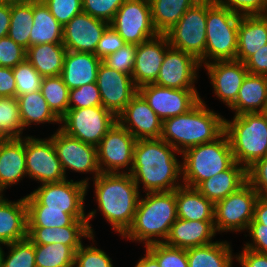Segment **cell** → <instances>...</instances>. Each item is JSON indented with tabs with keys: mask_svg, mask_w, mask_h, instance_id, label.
Returning <instances> with one entry per match:
<instances>
[{
	"mask_svg": "<svg viewBox=\"0 0 267 267\" xmlns=\"http://www.w3.org/2000/svg\"><path fill=\"white\" fill-rule=\"evenodd\" d=\"M66 52L62 43L33 45L26 50V59L43 78L60 76Z\"/></svg>",
	"mask_w": 267,
	"mask_h": 267,
	"instance_id": "32",
	"label": "cell"
},
{
	"mask_svg": "<svg viewBox=\"0 0 267 267\" xmlns=\"http://www.w3.org/2000/svg\"><path fill=\"white\" fill-rule=\"evenodd\" d=\"M182 156L162 138L138 139L134 146L132 179L143 192L174 191L183 185ZM182 182V183H181Z\"/></svg>",
	"mask_w": 267,
	"mask_h": 267,
	"instance_id": "1",
	"label": "cell"
},
{
	"mask_svg": "<svg viewBox=\"0 0 267 267\" xmlns=\"http://www.w3.org/2000/svg\"><path fill=\"white\" fill-rule=\"evenodd\" d=\"M169 47V40L165 34H158L156 37L136 45L132 79L137 88L155 83Z\"/></svg>",
	"mask_w": 267,
	"mask_h": 267,
	"instance_id": "21",
	"label": "cell"
},
{
	"mask_svg": "<svg viewBox=\"0 0 267 267\" xmlns=\"http://www.w3.org/2000/svg\"><path fill=\"white\" fill-rule=\"evenodd\" d=\"M109 25L127 44L139 45L158 35L149 0H125Z\"/></svg>",
	"mask_w": 267,
	"mask_h": 267,
	"instance_id": "13",
	"label": "cell"
},
{
	"mask_svg": "<svg viewBox=\"0 0 267 267\" xmlns=\"http://www.w3.org/2000/svg\"><path fill=\"white\" fill-rule=\"evenodd\" d=\"M247 182L259 197H267V156L247 168Z\"/></svg>",
	"mask_w": 267,
	"mask_h": 267,
	"instance_id": "52",
	"label": "cell"
},
{
	"mask_svg": "<svg viewBox=\"0 0 267 267\" xmlns=\"http://www.w3.org/2000/svg\"><path fill=\"white\" fill-rule=\"evenodd\" d=\"M75 251L62 243L35 244L36 267L74 266Z\"/></svg>",
	"mask_w": 267,
	"mask_h": 267,
	"instance_id": "39",
	"label": "cell"
},
{
	"mask_svg": "<svg viewBox=\"0 0 267 267\" xmlns=\"http://www.w3.org/2000/svg\"><path fill=\"white\" fill-rule=\"evenodd\" d=\"M240 15L207 0L205 64L236 60Z\"/></svg>",
	"mask_w": 267,
	"mask_h": 267,
	"instance_id": "7",
	"label": "cell"
},
{
	"mask_svg": "<svg viewBox=\"0 0 267 267\" xmlns=\"http://www.w3.org/2000/svg\"><path fill=\"white\" fill-rule=\"evenodd\" d=\"M0 194V244L7 245L27 238V206L25 196L17 201Z\"/></svg>",
	"mask_w": 267,
	"mask_h": 267,
	"instance_id": "25",
	"label": "cell"
},
{
	"mask_svg": "<svg viewBox=\"0 0 267 267\" xmlns=\"http://www.w3.org/2000/svg\"><path fill=\"white\" fill-rule=\"evenodd\" d=\"M251 242H246L243 247L259 253H267V227L258 222H250L247 229Z\"/></svg>",
	"mask_w": 267,
	"mask_h": 267,
	"instance_id": "54",
	"label": "cell"
},
{
	"mask_svg": "<svg viewBox=\"0 0 267 267\" xmlns=\"http://www.w3.org/2000/svg\"><path fill=\"white\" fill-rule=\"evenodd\" d=\"M117 118L103 106L68 109L60 119V129L67 135L97 147Z\"/></svg>",
	"mask_w": 267,
	"mask_h": 267,
	"instance_id": "11",
	"label": "cell"
},
{
	"mask_svg": "<svg viewBox=\"0 0 267 267\" xmlns=\"http://www.w3.org/2000/svg\"><path fill=\"white\" fill-rule=\"evenodd\" d=\"M12 70L16 83V97L41 90L43 77L27 59Z\"/></svg>",
	"mask_w": 267,
	"mask_h": 267,
	"instance_id": "43",
	"label": "cell"
},
{
	"mask_svg": "<svg viewBox=\"0 0 267 267\" xmlns=\"http://www.w3.org/2000/svg\"><path fill=\"white\" fill-rule=\"evenodd\" d=\"M199 0H149L151 18L158 34H165Z\"/></svg>",
	"mask_w": 267,
	"mask_h": 267,
	"instance_id": "36",
	"label": "cell"
},
{
	"mask_svg": "<svg viewBox=\"0 0 267 267\" xmlns=\"http://www.w3.org/2000/svg\"><path fill=\"white\" fill-rule=\"evenodd\" d=\"M19 105L20 116L24 131L32 124L40 125L45 123L58 124L60 119L49 108L41 91L30 94H22L16 97Z\"/></svg>",
	"mask_w": 267,
	"mask_h": 267,
	"instance_id": "35",
	"label": "cell"
},
{
	"mask_svg": "<svg viewBox=\"0 0 267 267\" xmlns=\"http://www.w3.org/2000/svg\"><path fill=\"white\" fill-rule=\"evenodd\" d=\"M5 247L8 253L3 252L1 267H36L35 244L28 237Z\"/></svg>",
	"mask_w": 267,
	"mask_h": 267,
	"instance_id": "42",
	"label": "cell"
},
{
	"mask_svg": "<svg viewBox=\"0 0 267 267\" xmlns=\"http://www.w3.org/2000/svg\"><path fill=\"white\" fill-rule=\"evenodd\" d=\"M95 236L91 235L88 240L93 241L85 246L83 243L75 252V267H115L112 258L103 250L96 247ZM96 244V245H94ZM94 245V246H93Z\"/></svg>",
	"mask_w": 267,
	"mask_h": 267,
	"instance_id": "44",
	"label": "cell"
},
{
	"mask_svg": "<svg viewBox=\"0 0 267 267\" xmlns=\"http://www.w3.org/2000/svg\"><path fill=\"white\" fill-rule=\"evenodd\" d=\"M239 252L235 260L241 267H267V253H259L244 247Z\"/></svg>",
	"mask_w": 267,
	"mask_h": 267,
	"instance_id": "56",
	"label": "cell"
},
{
	"mask_svg": "<svg viewBox=\"0 0 267 267\" xmlns=\"http://www.w3.org/2000/svg\"><path fill=\"white\" fill-rule=\"evenodd\" d=\"M23 131L17 99L0 98V135L2 138H21Z\"/></svg>",
	"mask_w": 267,
	"mask_h": 267,
	"instance_id": "41",
	"label": "cell"
},
{
	"mask_svg": "<svg viewBox=\"0 0 267 267\" xmlns=\"http://www.w3.org/2000/svg\"><path fill=\"white\" fill-rule=\"evenodd\" d=\"M29 38L30 46L63 41V26L42 0H33V26Z\"/></svg>",
	"mask_w": 267,
	"mask_h": 267,
	"instance_id": "34",
	"label": "cell"
},
{
	"mask_svg": "<svg viewBox=\"0 0 267 267\" xmlns=\"http://www.w3.org/2000/svg\"><path fill=\"white\" fill-rule=\"evenodd\" d=\"M251 222H258L263 224V227H267V197H259L257 199Z\"/></svg>",
	"mask_w": 267,
	"mask_h": 267,
	"instance_id": "59",
	"label": "cell"
},
{
	"mask_svg": "<svg viewBox=\"0 0 267 267\" xmlns=\"http://www.w3.org/2000/svg\"><path fill=\"white\" fill-rule=\"evenodd\" d=\"M55 131L49 137L53 141L66 178V173L70 170L75 173H90L93 175L91 181L94 180L101 173L97 163V147L67 135L59 127Z\"/></svg>",
	"mask_w": 267,
	"mask_h": 267,
	"instance_id": "15",
	"label": "cell"
},
{
	"mask_svg": "<svg viewBox=\"0 0 267 267\" xmlns=\"http://www.w3.org/2000/svg\"><path fill=\"white\" fill-rule=\"evenodd\" d=\"M247 182V169L235 162L229 169L202 181L196 189L214 204Z\"/></svg>",
	"mask_w": 267,
	"mask_h": 267,
	"instance_id": "28",
	"label": "cell"
},
{
	"mask_svg": "<svg viewBox=\"0 0 267 267\" xmlns=\"http://www.w3.org/2000/svg\"><path fill=\"white\" fill-rule=\"evenodd\" d=\"M124 44V39L109 25L97 44L95 55L102 60L122 48Z\"/></svg>",
	"mask_w": 267,
	"mask_h": 267,
	"instance_id": "53",
	"label": "cell"
},
{
	"mask_svg": "<svg viewBox=\"0 0 267 267\" xmlns=\"http://www.w3.org/2000/svg\"><path fill=\"white\" fill-rule=\"evenodd\" d=\"M88 225H68L63 227H27V237L38 245L62 243L75 252L84 243L82 238H89Z\"/></svg>",
	"mask_w": 267,
	"mask_h": 267,
	"instance_id": "30",
	"label": "cell"
},
{
	"mask_svg": "<svg viewBox=\"0 0 267 267\" xmlns=\"http://www.w3.org/2000/svg\"><path fill=\"white\" fill-rule=\"evenodd\" d=\"M244 64L250 74L267 75V44L259 48Z\"/></svg>",
	"mask_w": 267,
	"mask_h": 267,
	"instance_id": "55",
	"label": "cell"
},
{
	"mask_svg": "<svg viewBox=\"0 0 267 267\" xmlns=\"http://www.w3.org/2000/svg\"><path fill=\"white\" fill-rule=\"evenodd\" d=\"M109 23L81 12L63 26V41L67 51L95 54L98 42Z\"/></svg>",
	"mask_w": 267,
	"mask_h": 267,
	"instance_id": "20",
	"label": "cell"
},
{
	"mask_svg": "<svg viewBox=\"0 0 267 267\" xmlns=\"http://www.w3.org/2000/svg\"><path fill=\"white\" fill-rule=\"evenodd\" d=\"M136 138L118 121L97 146V163L101 173H130ZM125 169V170H124Z\"/></svg>",
	"mask_w": 267,
	"mask_h": 267,
	"instance_id": "12",
	"label": "cell"
},
{
	"mask_svg": "<svg viewBox=\"0 0 267 267\" xmlns=\"http://www.w3.org/2000/svg\"><path fill=\"white\" fill-rule=\"evenodd\" d=\"M88 220H77L63 210L46 209V206H27V227H63L88 225Z\"/></svg>",
	"mask_w": 267,
	"mask_h": 267,
	"instance_id": "38",
	"label": "cell"
},
{
	"mask_svg": "<svg viewBox=\"0 0 267 267\" xmlns=\"http://www.w3.org/2000/svg\"><path fill=\"white\" fill-rule=\"evenodd\" d=\"M240 16L267 15V0H212Z\"/></svg>",
	"mask_w": 267,
	"mask_h": 267,
	"instance_id": "48",
	"label": "cell"
},
{
	"mask_svg": "<svg viewBox=\"0 0 267 267\" xmlns=\"http://www.w3.org/2000/svg\"><path fill=\"white\" fill-rule=\"evenodd\" d=\"M4 2H22V1H27V0H0Z\"/></svg>",
	"mask_w": 267,
	"mask_h": 267,
	"instance_id": "62",
	"label": "cell"
},
{
	"mask_svg": "<svg viewBox=\"0 0 267 267\" xmlns=\"http://www.w3.org/2000/svg\"><path fill=\"white\" fill-rule=\"evenodd\" d=\"M102 106L116 118L124 111L130 100L138 93L132 76L100 63L97 80Z\"/></svg>",
	"mask_w": 267,
	"mask_h": 267,
	"instance_id": "17",
	"label": "cell"
},
{
	"mask_svg": "<svg viewBox=\"0 0 267 267\" xmlns=\"http://www.w3.org/2000/svg\"><path fill=\"white\" fill-rule=\"evenodd\" d=\"M145 249L157 260L159 267H188L186 249L164 243L150 244Z\"/></svg>",
	"mask_w": 267,
	"mask_h": 267,
	"instance_id": "45",
	"label": "cell"
},
{
	"mask_svg": "<svg viewBox=\"0 0 267 267\" xmlns=\"http://www.w3.org/2000/svg\"><path fill=\"white\" fill-rule=\"evenodd\" d=\"M11 2L0 1V38L6 37L10 27Z\"/></svg>",
	"mask_w": 267,
	"mask_h": 267,
	"instance_id": "58",
	"label": "cell"
},
{
	"mask_svg": "<svg viewBox=\"0 0 267 267\" xmlns=\"http://www.w3.org/2000/svg\"><path fill=\"white\" fill-rule=\"evenodd\" d=\"M25 156L27 178L40 185L67 179L50 137L25 136Z\"/></svg>",
	"mask_w": 267,
	"mask_h": 267,
	"instance_id": "14",
	"label": "cell"
},
{
	"mask_svg": "<svg viewBox=\"0 0 267 267\" xmlns=\"http://www.w3.org/2000/svg\"><path fill=\"white\" fill-rule=\"evenodd\" d=\"M225 132V117L201 101L185 114L162 121L160 138L179 153L215 141Z\"/></svg>",
	"mask_w": 267,
	"mask_h": 267,
	"instance_id": "3",
	"label": "cell"
},
{
	"mask_svg": "<svg viewBox=\"0 0 267 267\" xmlns=\"http://www.w3.org/2000/svg\"><path fill=\"white\" fill-rule=\"evenodd\" d=\"M236 60L245 62L267 44V15L240 16Z\"/></svg>",
	"mask_w": 267,
	"mask_h": 267,
	"instance_id": "29",
	"label": "cell"
},
{
	"mask_svg": "<svg viewBox=\"0 0 267 267\" xmlns=\"http://www.w3.org/2000/svg\"><path fill=\"white\" fill-rule=\"evenodd\" d=\"M33 26V0L11 2V19L7 36L26 50L30 47Z\"/></svg>",
	"mask_w": 267,
	"mask_h": 267,
	"instance_id": "37",
	"label": "cell"
},
{
	"mask_svg": "<svg viewBox=\"0 0 267 267\" xmlns=\"http://www.w3.org/2000/svg\"><path fill=\"white\" fill-rule=\"evenodd\" d=\"M27 177L25 136L0 141V194Z\"/></svg>",
	"mask_w": 267,
	"mask_h": 267,
	"instance_id": "23",
	"label": "cell"
},
{
	"mask_svg": "<svg viewBox=\"0 0 267 267\" xmlns=\"http://www.w3.org/2000/svg\"><path fill=\"white\" fill-rule=\"evenodd\" d=\"M90 177L74 181L68 178L58 183L39 185L25 196L26 206H46V209L63 210L77 220H87L86 195Z\"/></svg>",
	"mask_w": 267,
	"mask_h": 267,
	"instance_id": "8",
	"label": "cell"
},
{
	"mask_svg": "<svg viewBox=\"0 0 267 267\" xmlns=\"http://www.w3.org/2000/svg\"><path fill=\"white\" fill-rule=\"evenodd\" d=\"M259 195L246 182L237 191L215 203L214 228L216 233L247 231L253 220Z\"/></svg>",
	"mask_w": 267,
	"mask_h": 267,
	"instance_id": "10",
	"label": "cell"
},
{
	"mask_svg": "<svg viewBox=\"0 0 267 267\" xmlns=\"http://www.w3.org/2000/svg\"><path fill=\"white\" fill-rule=\"evenodd\" d=\"M176 219V189L147 192L140 195L133 223L122 238L143 243L145 247L164 243Z\"/></svg>",
	"mask_w": 267,
	"mask_h": 267,
	"instance_id": "4",
	"label": "cell"
},
{
	"mask_svg": "<svg viewBox=\"0 0 267 267\" xmlns=\"http://www.w3.org/2000/svg\"><path fill=\"white\" fill-rule=\"evenodd\" d=\"M218 100L228 108L236 101L239 90L249 73L245 64L238 60L207 63L202 66Z\"/></svg>",
	"mask_w": 267,
	"mask_h": 267,
	"instance_id": "19",
	"label": "cell"
},
{
	"mask_svg": "<svg viewBox=\"0 0 267 267\" xmlns=\"http://www.w3.org/2000/svg\"><path fill=\"white\" fill-rule=\"evenodd\" d=\"M0 98H16V83L12 68L0 66Z\"/></svg>",
	"mask_w": 267,
	"mask_h": 267,
	"instance_id": "57",
	"label": "cell"
},
{
	"mask_svg": "<svg viewBox=\"0 0 267 267\" xmlns=\"http://www.w3.org/2000/svg\"><path fill=\"white\" fill-rule=\"evenodd\" d=\"M201 68L193 55L169 47L154 84L171 89H197L195 83Z\"/></svg>",
	"mask_w": 267,
	"mask_h": 267,
	"instance_id": "18",
	"label": "cell"
},
{
	"mask_svg": "<svg viewBox=\"0 0 267 267\" xmlns=\"http://www.w3.org/2000/svg\"><path fill=\"white\" fill-rule=\"evenodd\" d=\"M25 59V48L8 36L0 38V66L14 68Z\"/></svg>",
	"mask_w": 267,
	"mask_h": 267,
	"instance_id": "51",
	"label": "cell"
},
{
	"mask_svg": "<svg viewBox=\"0 0 267 267\" xmlns=\"http://www.w3.org/2000/svg\"><path fill=\"white\" fill-rule=\"evenodd\" d=\"M125 0H82L83 12L110 23Z\"/></svg>",
	"mask_w": 267,
	"mask_h": 267,
	"instance_id": "49",
	"label": "cell"
},
{
	"mask_svg": "<svg viewBox=\"0 0 267 267\" xmlns=\"http://www.w3.org/2000/svg\"><path fill=\"white\" fill-rule=\"evenodd\" d=\"M102 106V100L97 83L82 85L69 90V109Z\"/></svg>",
	"mask_w": 267,
	"mask_h": 267,
	"instance_id": "46",
	"label": "cell"
},
{
	"mask_svg": "<svg viewBox=\"0 0 267 267\" xmlns=\"http://www.w3.org/2000/svg\"><path fill=\"white\" fill-rule=\"evenodd\" d=\"M181 155L183 185L194 188L235 163L225 132L215 141L188 148Z\"/></svg>",
	"mask_w": 267,
	"mask_h": 267,
	"instance_id": "6",
	"label": "cell"
},
{
	"mask_svg": "<svg viewBox=\"0 0 267 267\" xmlns=\"http://www.w3.org/2000/svg\"><path fill=\"white\" fill-rule=\"evenodd\" d=\"M227 134L235 162L246 169L267 156V113H244L225 118Z\"/></svg>",
	"mask_w": 267,
	"mask_h": 267,
	"instance_id": "5",
	"label": "cell"
},
{
	"mask_svg": "<svg viewBox=\"0 0 267 267\" xmlns=\"http://www.w3.org/2000/svg\"><path fill=\"white\" fill-rule=\"evenodd\" d=\"M207 0H199L190 7L165 35L170 47L193 55L205 65Z\"/></svg>",
	"mask_w": 267,
	"mask_h": 267,
	"instance_id": "9",
	"label": "cell"
},
{
	"mask_svg": "<svg viewBox=\"0 0 267 267\" xmlns=\"http://www.w3.org/2000/svg\"><path fill=\"white\" fill-rule=\"evenodd\" d=\"M94 197L97 209L87 213V224L91 235H95L92 224L100 211L111 229L123 236L131 227L141 195L130 173H100L94 180Z\"/></svg>",
	"mask_w": 267,
	"mask_h": 267,
	"instance_id": "2",
	"label": "cell"
},
{
	"mask_svg": "<svg viewBox=\"0 0 267 267\" xmlns=\"http://www.w3.org/2000/svg\"><path fill=\"white\" fill-rule=\"evenodd\" d=\"M216 231L214 221L185 220L177 218L170 227L164 242L167 246L189 249L214 242Z\"/></svg>",
	"mask_w": 267,
	"mask_h": 267,
	"instance_id": "24",
	"label": "cell"
},
{
	"mask_svg": "<svg viewBox=\"0 0 267 267\" xmlns=\"http://www.w3.org/2000/svg\"><path fill=\"white\" fill-rule=\"evenodd\" d=\"M227 240L186 249L188 267H233L236 255Z\"/></svg>",
	"mask_w": 267,
	"mask_h": 267,
	"instance_id": "33",
	"label": "cell"
},
{
	"mask_svg": "<svg viewBox=\"0 0 267 267\" xmlns=\"http://www.w3.org/2000/svg\"><path fill=\"white\" fill-rule=\"evenodd\" d=\"M117 121L137 140L161 136L162 120L139 93L130 100Z\"/></svg>",
	"mask_w": 267,
	"mask_h": 267,
	"instance_id": "22",
	"label": "cell"
},
{
	"mask_svg": "<svg viewBox=\"0 0 267 267\" xmlns=\"http://www.w3.org/2000/svg\"><path fill=\"white\" fill-rule=\"evenodd\" d=\"M177 218L214 221L215 204L196 188L181 185L176 189Z\"/></svg>",
	"mask_w": 267,
	"mask_h": 267,
	"instance_id": "31",
	"label": "cell"
},
{
	"mask_svg": "<svg viewBox=\"0 0 267 267\" xmlns=\"http://www.w3.org/2000/svg\"><path fill=\"white\" fill-rule=\"evenodd\" d=\"M3 246H5V245H3V244H0V267H1V264H2V256H3V252H4V250H3Z\"/></svg>",
	"mask_w": 267,
	"mask_h": 267,
	"instance_id": "61",
	"label": "cell"
},
{
	"mask_svg": "<svg viewBox=\"0 0 267 267\" xmlns=\"http://www.w3.org/2000/svg\"><path fill=\"white\" fill-rule=\"evenodd\" d=\"M135 55L136 45L126 43L122 48L102 59V62L112 69L132 76Z\"/></svg>",
	"mask_w": 267,
	"mask_h": 267,
	"instance_id": "47",
	"label": "cell"
},
{
	"mask_svg": "<svg viewBox=\"0 0 267 267\" xmlns=\"http://www.w3.org/2000/svg\"><path fill=\"white\" fill-rule=\"evenodd\" d=\"M135 267H159L157 260L145 249V255L139 258Z\"/></svg>",
	"mask_w": 267,
	"mask_h": 267,
	"instance_id": "60",
	"label": "cell"
},
{
	"mask_svg": "<svg viewBox=\"0 0 267 267\" xmlns=\"http://www.w3.org/2000/svg\"><path fill=\"white\" fill-rule=\"evenodd\" d=\"M234 115L267 111V75L248 73L236 101L229 107Z\"/></svg>",
	"mask_w": 267,
	"mask_h": 267,
	"instance_id": "27",
	"label": "cell"
},
{
	"mask_svg": "<svg viewBox=\"0 0 267 267\" xmlns=\"http://www.w3.org/2000/svg\"><path fill=\"white\" fill-rule=\"evenodd\" d=\"M138 93L162 121L187 113L202 99L197 89H171L156 84L141 86Z\"/></svg>",
	"mask_w": 267,
	"mask_h": 267,
	"instance_id": "16",
	"label": "cell"
},
{
	"mask_svg": "<svg viewBox=\"0 0 267 267\" xmlns=\"http://www.w3.org/2000/svg\"><path fill=\"white\" fill-rule=\"evenodd\" d=\"M40 91L49 108L61 119L69 109V88L65 85L62 77H44Z\"/></svg>",
	"mask_w": 267,
	"mask_h": 267,
	"instance_id": "40",
	"label": "cell"
},
{
	"mask_svg": "<svg viewBox=\"0 0 267 267\" xmlns=\"http://www.w3.org/2000/svg\"><path fill=\"white\" fill-rule=\"evenodd\" d=\"M51 14L62 25L83 12L82 0H42Z\"/></svg>",
	"mask_w": 267,
	"mask_h": 267,
	"instance_id": "50",
	"label": "cell"
},
{
	"mask_svg": "<svg viewBox=\"0 0 267 267\" xmlns=\"http://www.w3.org/2000/svg\"><path fill=\"white\" fill-rule=\"evenodd\" d=\"M101 62L93 53L67 51L60 76L69 90L96 83Z\"/></svg>",
	"mask_w": 267,
	"mask_h": 267,
	"instance_id": "26",
	"label": "cell"
}]
</instances>
